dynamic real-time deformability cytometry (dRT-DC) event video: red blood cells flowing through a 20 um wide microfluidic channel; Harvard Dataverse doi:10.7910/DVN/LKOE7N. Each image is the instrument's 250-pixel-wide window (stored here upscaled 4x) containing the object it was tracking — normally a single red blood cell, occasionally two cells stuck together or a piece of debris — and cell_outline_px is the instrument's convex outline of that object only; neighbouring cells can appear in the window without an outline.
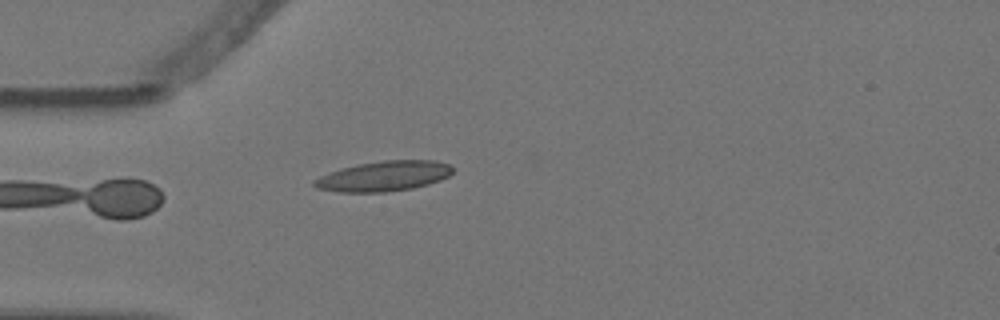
{"species": "Egyptian fruit bat (a non-hibernating species)", "species_latin": "Rousettus aegyptiacus", "temperature_condition": "warm", "stored_images_in_passage": 4, "camera_frame_rate_fps": 3000, "um_per_image_px": 0.085, "animal": {"sex": "female"}, "frame": {"image": 1, "passage_image": 4, "time_ms": 1.0, "image_size_px": [1000, 320], "cell_outline_px": [[456, 168], [448, 176], [440, 180], [428, 184], [412, 188], [384, 192], [340, 192], [316, 188], [312, 184], [312, 180], [320, 176], [340, 168], [360, 164], [384, 160], [436, 160], [448, 164]], "centroid_in_image_um": [32.63, 14.97], "position_along_channel_um": 52.4, "area_um2": 24.33}}